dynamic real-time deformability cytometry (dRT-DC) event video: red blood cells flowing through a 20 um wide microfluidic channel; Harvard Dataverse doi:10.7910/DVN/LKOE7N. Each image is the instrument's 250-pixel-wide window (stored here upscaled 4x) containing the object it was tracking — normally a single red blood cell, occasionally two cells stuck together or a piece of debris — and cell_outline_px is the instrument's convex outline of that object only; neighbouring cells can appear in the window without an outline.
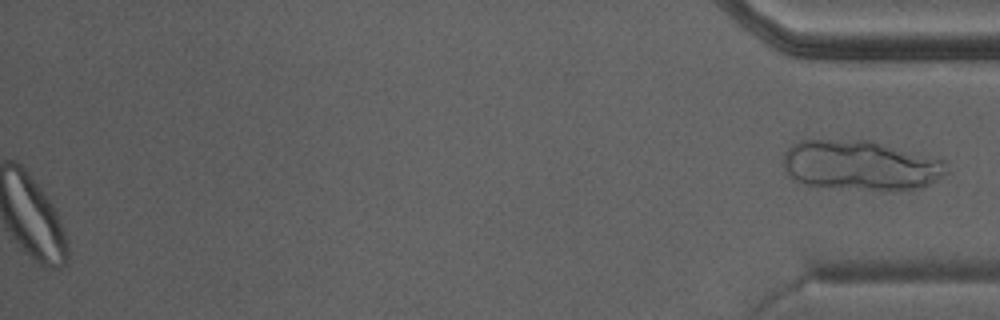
{"species": "Egyptian fruit bat (a non-hibernating species)", "species_latin": "Rousettus aegyptiacus", "temperature_condition": "warm", "stored_images_in_passage": 39, "camera_frame_rate_fps": 3000, "um_per_image_px": 0.085, "animal": {"sex": "male"}, "frame": {"image": 1, "passage_image": 39, "time_ms": 12.667, "image_size_px": [1000, 320], "cell_outline_px": [[948, 172], [944, 176], [920, 188], [900, 192], [804, 184], [788, 176], [784, 172], [784, 152], [792, 144], [800, 140], [872, 140], [944, 160]], "centroid_in_image_um": [73.17, 14.06], "position_along_channel_um": 362.0, "area_um2": 47.86}}